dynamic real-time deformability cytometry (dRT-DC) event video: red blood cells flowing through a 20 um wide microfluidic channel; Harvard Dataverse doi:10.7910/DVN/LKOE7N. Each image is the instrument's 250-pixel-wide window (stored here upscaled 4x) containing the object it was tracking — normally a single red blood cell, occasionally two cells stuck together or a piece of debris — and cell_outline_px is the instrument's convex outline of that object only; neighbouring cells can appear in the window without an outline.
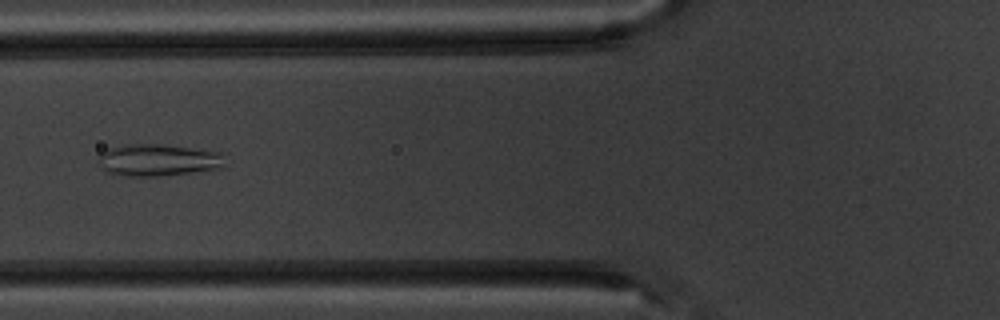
{"species": "common noctule bat (a hibernating species)", "species_latin": "Nyctalus noctula", "temperature_condition": "warm", "stored_images_in_passage": 5, "camera_frame_rate_fps": 3000, "um_per_image_px": 0.085, "animal": {"sex": "male", "body_mass_g": 20.1, "forearm_length_mm": 53.5}, "frame": {"image": 1, "passage_image": 5, "time_ms": 5.667, "image_size_px": [1000, 320], "cell_outline_px": [[224, 164], [220, 168], [192, 172], [160, 176], [120, 176], [108, 172], [96, 160], [100, 152], [108, 148], [124, 144], [160, 144], [224, 152]], "centroid_in_image_um": [13.41, 13.6], "position_along_channel_um": 112.4, "area_um2": 23.81}}